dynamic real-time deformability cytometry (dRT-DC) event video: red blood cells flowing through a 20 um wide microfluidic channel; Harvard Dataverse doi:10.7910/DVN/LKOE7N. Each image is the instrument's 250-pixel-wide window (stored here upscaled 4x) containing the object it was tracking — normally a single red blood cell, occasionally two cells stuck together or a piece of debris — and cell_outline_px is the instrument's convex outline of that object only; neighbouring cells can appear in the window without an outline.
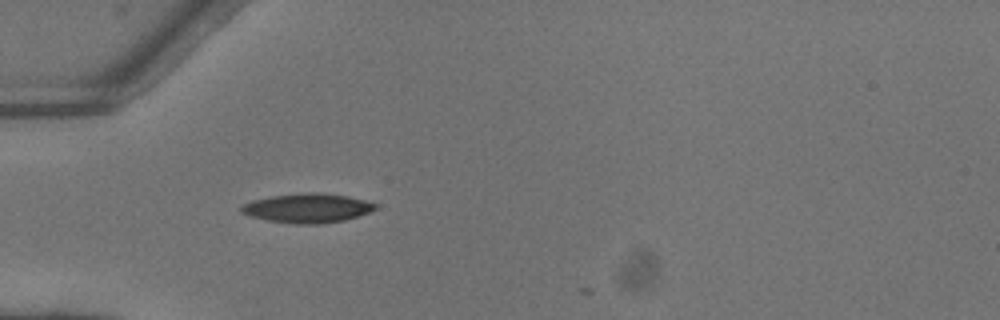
{"species": "common noctule bat (a hibernating species)", "species_latin": "Nyctalus noctula", "temperature_condition": "warm", "stored_images_in_passage": 2, "camera_frame_rate_fps": 3000, "um_per_image_px": 0.085, "animal": {"sex": "female"}, "frame": {"image": 1, "passage_image": 1, "time_ms": 0.0, "image_size_px": [1000, 320], "cell_outline_px": [[376, 208], [368, 212], [344, 220], [316, 224], [296, 224], [268, 220], [252, 216], [240, 212], [240, 208], [244, 204], [252, 200], [272, 196], [308, 192], [320, 192], [348, 196], [364, 200], [376, 204]], "centroid_in_image_um": [26.12, 17.68], "position_along_channel_um": 58.9, "area_um2": 22.54}}